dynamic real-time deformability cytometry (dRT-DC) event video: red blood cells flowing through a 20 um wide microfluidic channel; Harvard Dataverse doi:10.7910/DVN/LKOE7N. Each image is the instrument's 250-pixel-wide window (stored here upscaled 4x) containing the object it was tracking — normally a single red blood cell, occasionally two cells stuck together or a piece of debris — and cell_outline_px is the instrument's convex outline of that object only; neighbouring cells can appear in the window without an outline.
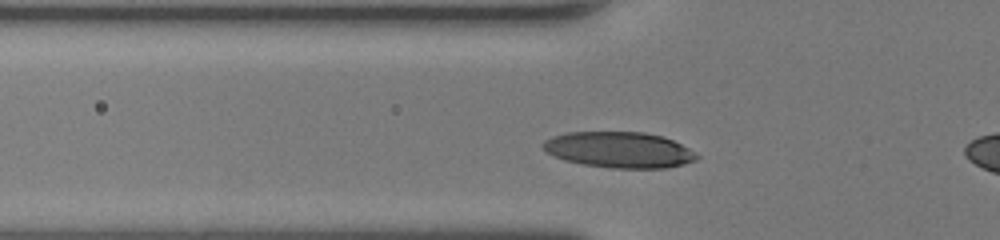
{"species": "human", "species_latin": "Homo sapiens", "temperature_condition": "room temperature", "stored_images_in_passage": 30, "camera_frame_rate_fps": 3000, "um_per_image_px": 0.085, "donor": {"sex": "female"}, "frame": {"image": 1, "passage_image": 7, "time_ms": 2.0, "image_size_px": [1000, 240], "cell_outline_px": [[700, 156], [696, 160], [684, 164], [668, 168], [612, 168], [584, 164], [564, 160], [548, 152], [540, 144], [544, 140], [552, 136], [568, 132], [644, 132], [664, 136], [696, 152]], "centroid_in_image_um": [52.65, 12.73], "position_along_channel_um": 73.1, "area_um2": 32.19}}
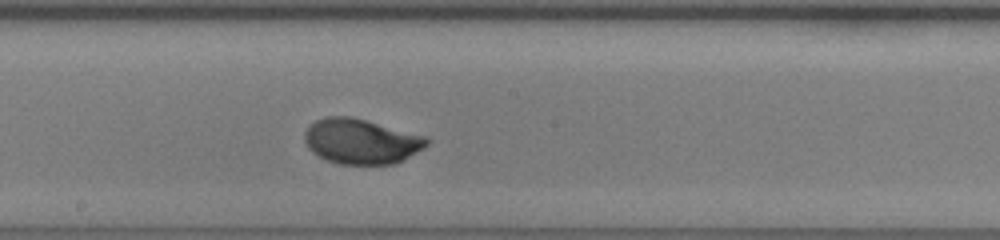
{"frame": {"image": 2, "passage_image": 17, "time_ms": 5.333, "image_size_px": [1000, 240], "cell_outline_px": [[428, 144], [424, 148], [404, 160], [396, 164], [340, 164], [328, 160], [312, 152], [308, 148], [304, 140], [304, 132], [316, 120], [328, 116], [348, 116], [428, 136]], "centroid_in_image_um": [30.72, 12.02], "position_along_channel_um": 217.5, "area_um2": 32.02}}
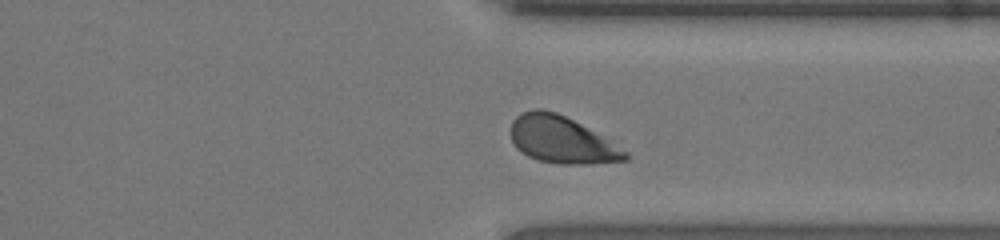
{"frame": {"image": 3, "passage_image": 27, "time_ms": 8.667, "image_size_px": [1000, 240], "cell_outline_px": [[628, 160], [588, 164], [564, 164], [540, 160], [528, 156], [520, 152], [516, 148], [512, 140], [512, 120], [516, 116], [524, 112], [536, 108], [540, 108], [556, 112], [620, 136], [628, 152]], "centroid_in_image_um": [48.0, 11.85], "position_along_channel_um": 363.4, "area_um2": 33.41}, "authors_computed_cell_mechanics": {"area_um2": 31.9923, "velocity_mm_per_s": 4.3609, "shape_relaxation_time_tau1_ms": 2.2753, "shape_relaxation_time_tau2_ms": null, "deformation_change_tau1": 0.1423, "deformation_change_tau2": null}}